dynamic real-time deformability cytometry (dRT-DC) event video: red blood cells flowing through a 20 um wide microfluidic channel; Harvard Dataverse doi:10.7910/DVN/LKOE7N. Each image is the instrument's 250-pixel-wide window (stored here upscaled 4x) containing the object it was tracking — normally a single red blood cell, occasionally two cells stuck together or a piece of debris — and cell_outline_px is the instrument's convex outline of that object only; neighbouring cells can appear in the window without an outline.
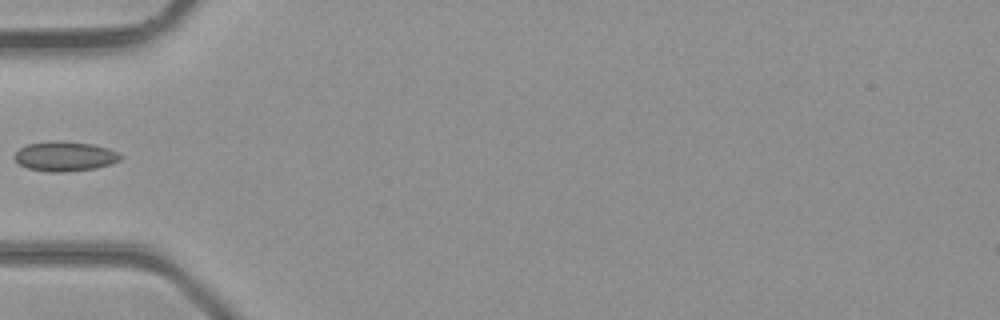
{"species": "common noctule bat (a hibernating species)", "species_latin": "Nyctalus noctula", "temperature_condition": "room temperature", "stored_images_in_passage": 3, "camera_frame_rate_fps": 3000, "um_per_image_px": 0.085, "animal": {"sex": "male", "body_mass_g": 23.1, "forearm_length_mm": 52.7}, "frame": {"image": 1, "passage_image": 3, "time_ms": 2.333, "image_size_px": [1000, 320], "cell_outline_px": [[120, 160], [96, 168], [64, 172], [52, 172], [28, 168], [20, 164], [12, 156], [20, 148], [28, 144], [48, 140], [60, 140], [92, 144], [108, 148], [116, 152], [120, 156]], "centroid_in_image_um": [5.47, 13.27], "position_along_channel_um": 79.5, "area_um2": 18.26}}